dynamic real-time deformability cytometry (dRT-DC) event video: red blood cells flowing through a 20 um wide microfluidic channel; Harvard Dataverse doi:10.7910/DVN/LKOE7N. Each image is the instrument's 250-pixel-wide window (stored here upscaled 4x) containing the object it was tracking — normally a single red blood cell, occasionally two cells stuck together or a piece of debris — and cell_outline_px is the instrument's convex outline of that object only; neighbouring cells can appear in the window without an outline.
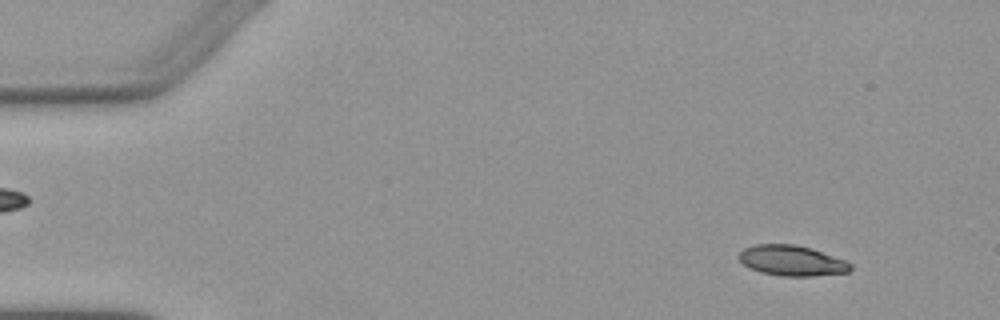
{"species": "Egyptian fruit bat (a non-hibernating species)", "species_latin": "Rousettus aegyptiacus", "temperature_condition": "warm", "stored_images_in_passage": 2, "camera_frame_rate_fps": 3000, "um_per_image_px": 0.085, "animal": {"sex": "female"}, "frame": {"image": 1, "passage_image": 1, "time_ms": 0.0, "image_size_px": [1000, 320], "cell_outline_px": [[852, 268], [848, 272], [812, 276], [780, 276], [760, 272], [748, 268], [736, 256], [744, 248], [756, 244], [796, 244], [812, 248], [844, 260], [852, 264]], "centroid_in_image_um": [67.27, 22.15], "position_along_channel_um": 17.7, "area_um2": 19.88}}